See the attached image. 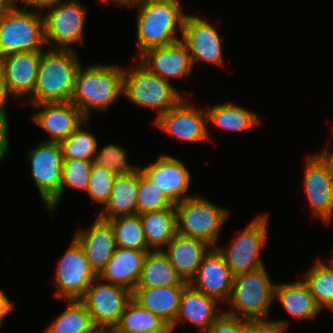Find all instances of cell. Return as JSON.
Returning <instances> with one entry per match:
<instances>
[{"label":"cell","instance_id":"4","mask_svg":"<svg viewBox=\"0 0 333 333\" xmlns=\"http://www.w3.org/2000/svg\"><path fill=\"white\" fill-rule=\"evenodd\" d=\"M274 287L265 265L251 272L237 274L228 300L231 309L224 312L244 320L268 319L269 308L274 300Z\"/></svg>","mask_w":333,"mask_h":333},{"label":"cell","instance_id":"18","mask_svg":"<svg viewBox=\"0 0 333 333\" xmlns=\"http://www.w3.org/2000/svg\"><path fill=\"white\" fill-rule=\"evenodd\" d=\"M41 53L42 51L17 52L0 58L4 80L15 99H26L29 94H33Z\"/></svg>","mask_w":333,"mask_h":333},{"label":"cell","instance_id":"37","mask_svg":"<svg viewBox=\"0 0 333 333\" xmlns=\"http://www.w3.org/2000/svg\"><path fill=\"white\" fill-rule=\"evenodd\" d=\"M125 149L116 144L103 146L95 153L93 163L104 166L115 175H125L135 172L139 166L128 163Z\"/></svg>","mask_w":333,"mask_h":333},{"label":"cell","instance_id":"22","mask_svg":"<svg viewBox=\"0 0 333 333\" xmlns=\"http://www.w3.org/2000/svg\"><path fill=\"white\" fill-rule=\"evenodd\" d=\"M163 249L180 277L187 283L195 277L202 259L212 248L203 240L176 233Z\"/></svg>","mask_w":333,"mask_h":333},{"label":"cell","instance_id":"17","mask_svg":"<svg viewBox=\"0 0 333 333\" xmlns=\"http://www.w3.org/2000/svg\"><path fill=\"white\" fill-rule=\"evenodd\" d=\"M234 275L225 262L223 255L212 247L204 256L195 277L189 285L207 296L227 301L232 292Z\"/></svg>","mask_w":333,"mask_h":333},{"label":"cell","instance_id":"29","mask_svg":"<svg viewBox=\"0 0 333 333\" xmlns=\"http://www.w3.org/2000/svg\"><path fill=\"white\" fill-rule=\"evenodd\" d=\"M147 245L151 250H163L177 233L176 209L146 212L140 215Z\"/></svg>","mask_w":333,"mask_h":333},{"label":"cell","instance_id":"6","mask_svg":"<svg viewBox=\"0 0 333 333\" xmlns=\"http://www.w3.org/2000/svg\"><path fill=\"white\" fill-rule=\"evenodd\" d=\"M174 206L178 234L217 246L221 229L229 216L228 210L196 194Z\"/></svg>","mask_w":333,"mask_h":333},{"label":"cell","instance_id":"3","mask_svg":"<svg viewBox=\"0 0 333 333\" xmlns=\"http://www.w3.org/2000/svg\"><path fill=\"white\" fill-rule=\"evenodd\" d=\"M124 68L116 65H81L75 76L70 101L90 118L91 110L104 111L123 94Z\"/></svg>","mask_w":333,"mask_h":333},{"label":"cell","instance_id":"20","mask_svg":"<svg viewBox=\"0 0 333 333\" xmlns=\"http://www.w3.org/2000/svg\"><path fill=\"white\" fill-rule=\"evenodd\" d=\"M139 57L144 67L163 80L191 76L193 67L191 55L181 40L165 47L148 49Z\"/></svg>","mask_w":333,"mask_h":333},{"label":"cell","instance_id":"23","mask_svg":"<svg viewBox=\"0 0 333 333\" xmlns=\"http://www.w3.org/2000/svg\"><path fill=\"white\" fill-rule=\"evenodd\" d=\"M148 252L117 247L98 277L102 281L123 286L133 292Z\"/></svg>","mask_w":333,"mask_h":333},{"label":"cell","instance_id":"32","mask_svg":"<svg viewBox=\"0 0 333 333\" xmlns=\"http://www.w3.org/2000/svg\"><path fill=\"white\" fill-rule=\"evenodd\" d=\"M68 307L55 318L45 333H88L93 327L90 314L80 300H66Z\"/></svg>","mask_w":333,"mask_h":333},{"label":"cell","instance_id":"9","mask_svg":"<svg viewBox=\"0 0 333 333\" xmlns=\"http://www.w3.org/2000/svg\"><path fill=\"white\" fill-rule=\"evenodd\" d=\"M267 214L255 218L241 230L228 247L216 246L223 255L226 264L235 276L240 273L251 272L264 266L261 249L267 239Z\"/></svg>","mask_w":333,"mask_h":333},{"label":"cell","instance_id":"35","mask_svg":"<svg viewBox=\"0 0 333 333\" xmlns=\"http://www.w3.org/2000/svg\"><path fill=\"white\" fill-rule=\"evenodd\" d=\"M88 119L68 138L60 142L63 159H80L92 161L98 151V142L91 130L87 128ZM84 128H87L84 130Z\"/></svg>","mask_w":333,"mask_h":333},{"label":"cell","instance_id":"7","mask_svg":"<svg viewBox=\"0 0 333 333\" xmlns=\"http://www.w3.org/2000/svg\"><path fill=\"white\" fill-rule=\"evenodd\" d=\"M41 11L25 6L12 8L0 19V58L10 53L42 51L44 17Z\"/></svg>","mask_w":333,"mask_h":333},{"label":"cell","instance_id":"5","mask_svg":"<svg viewBox=\"0 0 333 333\" xmlns=\"http://www.w3.org/2000/svg\"><path fill=\"white\" fill-rule=\"evenodd\" d=\"M122 95L138 107L155 109L157 117L185 98L174 85L151 73L140 62L124 68Z\"/></svg>","mask_w":333,"mask_h":333},{"label":"cell","instance_id":"43","mask_svg":"<svg viewBox=\"0 0 333 333\" xmlns=\"http://www.w3.org/2000/svg\"><path fill=\"white\" fill-rule=\"evenodd\" d=\"M8 129V120H0V160L4 159L10 150Z\"/></svg>","mask_w":333,"mask_h":333},{"label":"cell","instance_id":"12","mask_svg":"<svg viewBox=\"0 0 333 333\" xmlns=\"http://www.w3.org/2000/svg\"><path fill=\"white\" fill-rule=\"evenodd\" d=\"M98 277L91 268L84 249L73 237L72 242L59 260L54 282L55 296L65 300L81 299L87 288Z\"/></svg>","mask_w":333,"mask_h":333},{"label":"cell","instance_id":"10","mask_svg":"<svg viewBox=\"0 0 333 333\" xmlns=\"http://www.w3.org/2000/svg\"><path fill=\"white\" fill-rule=\"evenodd\" d=\"M44 13L45 44L52 49H71L73 44H83V31L87 8L77 0H67L46 8ZM52 42V43H51ZM72 44V45H71Z\"/></svg>","mask_w":333,"mask_h":333},{"label":"cell","instance_id":"45","mask_svg":"<svg viewBox=\"0 0 333 333\" xmlns=\"http://www.w3.org/2000/svg\"><path fill=\"white\" fill-rule=\"evenodd\" d=\"M13 310V304L8 299L3 289H0V323L3 325L4 318Z\"/></svg>","mask_w":333,"mask_h":333},{"label":"cell","instance_id":"13","mask_svg":"<svg viewBox=\"0 0 333 333\" xmlns=\"http://www.w3.org/2000/svg\"><path fill=\"white\" fill-rule=\"evenodd\" d=\"M131 299L129 289L97 277L80 300L87 307L94 326L115 327Z\"/></svg>","mask_w":333,"mask_h":333},{"label":"cell","instance_id":"19","mask_svg":"<svg viewBox=\"0 0 333 333\" xmlns=\"http://www.w3.org/2000/svg\"><path fill=\"white\" fill-rule=\"evenodd\" d=\"M33 106L38 107L39 111L32 115V120L50 134L44 142L60 143L87 120L71 101L40 103Z\"/></svg>","mask_w":333,"mask_h":333},{"label":"cell","instance_id":"36","mask_svg":"<svg viewBox=\"0 0 333 333\" xmlns=\"http://www.w3.org/2000/svg\"><path fill=\"white\" fill-rule=\"evenodd\" d=\"M137 214L175 208L174 203L149 180L140 170V182L137 193Z\"/></svg>","mask_w":333,"mask_h":333},{"label":"cell","instance_id":"39","mask_svg":"<svg viewBox=\"0 0 333 333\" xmlns=\"http://www.w3.org/2000/svg\"><path fill=\"white\" fill-rule=\"evenodd\" d=\"M116 176L104 166L93 163L86 192L93 201L105 206L109 201Z\"/></svg>","mask_w":333,"mask_h":333},{"label":"cell","instance_id":"33","mask_svg":"<svg viewBox=\"0 0 333 333\" xmlns=\"http://www.w3.org/2000/svg\"><path fill=\"white\" fill-rule=\"evenodd\" d=\"M114 230L117 247L151 251L147 245L139 214L108 220Z\"/></svg>","mask_w":333,"mask_h":333},{"label":"cell","instance_id":"34","mask_svg":"<svg viewBox=\"0 0 333 333\" xmlns=\"http://www.w3.org/2000/svg\"><path fill=\"white\" fill-rule=\"evenodd\" d=\"M303 276L302 279L309 286L317 307L320 310L329 309L333 304V273L319 259Z\"/></svg>","mask_w":333,"mask_h":333},{"label":"cell","instance_id":"41","mask_svg":"<svg viewBox=\"0 0 333 333\" xmlns=\"http://www.w3.org/2000/svg\"><path fill=\"white\" fill-rule=\"evenodd\" d=\"M244 319L223 312L206 330L201 333H240Z\"/></svg>","mask_w":333,"mask_h":333},{"label":"cell","instance_id":"46","mask_svg":"<svg viewBox=\"0 0 333 333\" xmlns=\"http://www.w3.org/2000/svg\"><path fill=\"white\" fill-rule=\"evenodd\" d=\"M19 0H0V19L4 17L12 8H14Z\"/></svg>","mask_w":333,"mask_h":333},{"label":"cell","instance_id":"30","mask_svg":"<svg viewBox=\"0 0 333 333\" xmlns=\"http://www.w3.org/2000/svg\"><path fill=\"white\" fill-rule=\"evenodd\" d=\"M115 329L117 333H172L165 321L133 298L127 303Z\"/></svg>","mask_w":333,"mask_h":333},{"label":"cell","instance_id":"44","mask_svg":"<svg viewBox=\"0 0 333 333\" xmlns=\"http://www.w3.org/2000/svg\"><path fill=\"white\" fill-rule=\"evenodd\" d=\"M67 0H19L25 7H32L36 11L43 12L46 8Z\"/></svg>","mask_w":333,"mask_h":333},{"label":"cell","instance_id":"38","mask_svg":"<svg viewBox=\"0 0 333 333\" xmlns=\"http://www.w3.org/2000/svg\"><path fill=\"white\" fill-rule=\"evenodd\" d=\"M92 161L80 159H63V171L61 180V198L64 187H73L86 191L89 183Z\"/></svg>","mask_w":333,"mask_h":333},{"label":"cell","instance_id":"48","mask_svg":"<svg viewBox=\"0 0 333 333\" xmlns=\"http://www.w3.org/2000/svg\"><path fill=\"white\" fill-rule=\"evenodd\" d=\"M99 1L103 2L106 5H108L109 3L114 4L116 2L115 4H117L119 6H122V7H125V6H128V5H130L134 2H137L139 0H99Z\"/></svg>","mask_w":333,"mask_h":333},{"label":"cell","instance_id":"27","mask_svg":"<svg viewBox=\"0 0 333 333\" xmlns=\"http://www.w3.org/2000/svg\"><path fill=\"white\" fill-rule=\"evenodd\" d=\"M279 299L282 307L293 319L308 320L320 313L309 286L304 280L275 284L274 299Z\"/></svg>","mask_w":333,"mask_h":333},{"label":"cell","instance_id":"1","mask_svg":"<svg viewBox=\"0 0 333 333\" xmlns=\"http://www.w3.org/2000/svg\"><path fill=\"white\" fill-rule=\"evenodd\" d=\"M138 7L136 35L138 54L156 47H165L181 40L186 13L179 0H139L127 7Z\"/></svg>","mask_w":333,"mask_h":333},{"label":"cell","instance_id":"42","mask_svg":"<svg viewBox=\"0 0 333 333\" xmlns=\"http://www.w3.org/2000/svg\"><path fill=\"white\" fill-rule=\"evenodd\" d=\"M10 97L16 100L14 96L9 92L7 84L4 80L3 73L0 69V120H8L6 108L8 106L7 99Z\"/></svg>","mask_w":333,"mask_h":333},{"label":"cell","instance_id":"8","mask_svg":"<svg viewBox=\"0 0 333 333\" xmlns=\"http://www.w3.org/2000/svg\"><path fill=\"white\" fill-rule=\"evenodd\" d=\"M27 156L41 201L53 213L61 202L63 155L60 143L42 141L30 149Z\"/></svg>","mask_w":333,"mask_h":333},{"label":"cell","instance_id":"16","mask_svg":"<svg viewBox=\"0 0 333 333\" xmlns=\"http://www.w3.org/2000/svg\"><path fill=\"white\" fill-rule=\"evenodd\" d=\"M139 168L174 204L194 196L187 194L191 175L178 158L162 154L153 164Z\"/></svg>","mask_w":333,"mask_h":333},{"label":"cell","instance_id":"15","mask_svg":"<svg viewBox=\"0 0 333 333\" xmlns=\"http://www.w3.org/2000/svg\"><path fill=\"white\" fill-rule=\"evenodd\" d=\"M181 41L187 46L193 66L195 62L223 66L222 41L217 29L198 15L186 14Z\"/></svg>","mask_w":333,"mask_h":333},{"label":"cell","instance_id":"31","mask_svg":"<svg viewBox=\"0 0 333 333\" xmlns=\"http://www.w3.org/2000/svg\"><path fill=\"white\" fill-rule=\"evenodd\" d=\"M206 110L209 123L231 132H242L259 123L258 114L231 102L215 104Z\"/></svg>","mask_w":333,"mask_h":333},{"label":"cell","instance_id":"21","mask_svg":"<svg viewBox=\"0 0 333 333\" xmlns=\"http://www.w3.org/2000/svg\"><path fill=\"white\" fill-rule=\"evenodd\" d=\"M74 238L84 249L91 268L99 275L117 248L111 223L97 216L88 230L78 229Z\"/></svg>","mask_w":333,"mask_h":333},{"label":"cell","instance_id":"40","mask_svg":"<svg viewBox=\"0 0 333 333\" xmlns=\"http://www.w3.org/2000/svg\"><path fill=\"white\" fill-rule=\"evenodd\" d=\"M287 320H245L240 333H285Z\"/></svg>","mask_w":333,"mask_h":333},{"label":"cell","instance_id":"51","mask_svg":"<svg viewBox=\"0 0 333 333\" xmlns=\"http://www.w3.org/2000/svg\"><path fill=\"white\" fill-rule=\"evenodd\" d=\"M328 310H330L331 312H333V304L330 306V308Z\"/></svg>","mask_w":333,"mask_h":333},{"label":"cell","instance_id":"28","mask_svg":"<svg viewBox=\"0 0 333 333\" xmlns=\"http://www.w3.org/2000/svg\"><path fill=\"white\" fill-rule=\"evenodd\" d=\"M163 250L147 253L136 288L188 286Z\"/></svg>","mask_w":333,"mask_h":333},{"label":"cell","instance_id":"2","mask_svg":"<svg viewBox=\"0 0 333 333\" xmlns=\"http://www.w3.org/2000/svg\"><path fill=\"white\" fill-rule=\"evenodd\" d=\"M80 66L75 50H42L36 85L30 99H27L30 105L69 102Z\"/></svg>","mask_w":333,"mask_h":333},{"label":"cell","instance_id":"25","mask_svg":"<svg viewBox=\"0 0 333 333\" xmlns=\"http://www.w3.org/2000/svg\"><path fill=\"white\" fill-rule=\"evenodd\" d=\"M187 286L135 288L132 298L143 308L160 317L170 327L180 308V298Z\"/></svg>","mask_w":333,"mask_h":333},{"label":"cell","instance_id":"26","mask_svg":"<svg viewBox=\"0 0 333 333\" xmlns=\"http://www.w3.org/2000/svg\"><path fill=\"white\" fill-rule=\"evenodd\" d=\"M140 182V168L131 174L117 175L109 201L97 216L111 220L137 214V193Z\"/></svg>","mask_w":333,"mask_h":333},{"label":"cell","instance_id":"49","mask_svg":"<svg viewBox=\"0 0 333 333\" xmlns=\"http://www.w3.org/2000/svg\"><path fill=\"white\" fill-rule=\"evenodd\" d=\"M327 261L328 262L322 260L321 263L333 273V258H328Z\"/></svg>","mask_w":333,"mask_h":333},{"label":"cell","instance_id":"14","mask_svg":"<svg viewBox=\"0 0 333 333\" xmlns=\"http://www.w3.org/2000/svg\"><path fill=\"white\" fill-rule=\"evenodd\" d=\"M184 98L177 106L155 118V126L181 142H206L209 140L207 110H201Z\"/></svg>","mask_w":333,"mask_h":333},{"label":"cell","instance_id":"24","mask_svg":"<svg viewBox=\"0 0 333 333\" xmlns=\"http://www.w3.org/2000/svg\"><path fill=\"white\" fill-rule=\"evenodd\" d=\"M218 302L188 285L181 295L179 313L170 327L171 332L183 320L195 325L200 333L206 330L224 312L216 311Z\"/></svg>","mask_w":333,"mask_h":333},{"label":"cell","instance_id":"11","mask_svg":"<svg viewBox=\"0 0 333 333\" xmlns=\"http://www.w3.org/2000/svg\"><path fill=\"white\" fill-rule=\"evenodd\" d=\"M304 192L315 217L330 223L333 216V159L321 150L308 155L304 169Z\"/></svg>","mask_w":333,"mask_h":333},{"label":"cell","instance_id":"47","mask_svg":"<svg viewBox=\"0 0 333 333\" xmlns=\"http://www.w3.org/2000/svg\"><path fill=\"white\" fill-rule=\"evenodd\" d=\"M88 333H117L115 327L94 326Z\"/></svg>","mask_w":333,"mask_h":333},{"label":"cell","instance_id":"50","mask_svg":"<svg viewBox=\"0 0 333 333\" xmlns=\"http://www.w3.org/2000/svg\"><path fill=\"white\" fill-rule=\"evenodd\" d=\"M328 147L326 148H323L325 150V152L333 159V149H327Z\"/></svg>","mask_w":333,"mask_h":333}]
</instances>
